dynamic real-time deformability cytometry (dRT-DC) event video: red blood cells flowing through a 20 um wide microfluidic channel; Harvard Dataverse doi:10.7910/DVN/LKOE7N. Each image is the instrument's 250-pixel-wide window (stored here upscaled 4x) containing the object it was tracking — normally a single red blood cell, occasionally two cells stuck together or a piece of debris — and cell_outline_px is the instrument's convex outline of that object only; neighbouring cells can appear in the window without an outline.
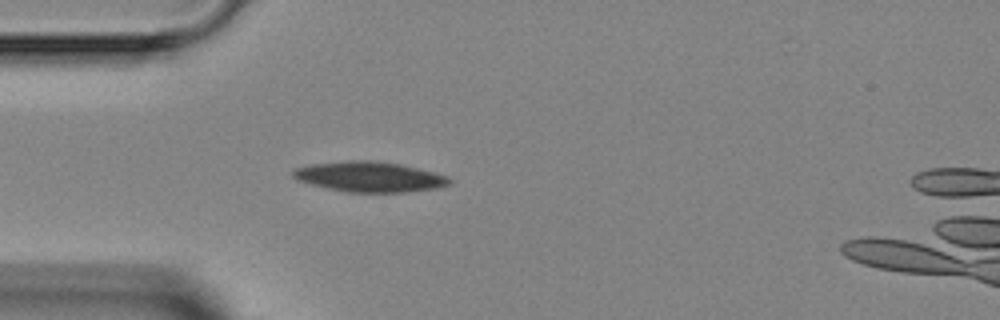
{"species": "Egyptian fruit bat (a non-hibernating species)", "species_latin": "Rousettus aegyptiacus", "temperature_condition": "room temperature", "stored_images_in_passage": 4, "camera_frame_rate_fps": 3000, "um_per_image_px": 0.085, "animal": {"sex": "female"}, "frame": {"image": 1, "passage_image": 4, "time_ms": 3.667, "image_size_px": [1000, 320], "cell_outline_px": [[452, 184], [436, 188], [404, 192], [348, 192], [328, 188], [296, 180], [292, 176], [292, 172], [296, 168], [312, 164], [348, 160], [372, 160], [400, 164], [448, 176], [452, 180]], "centroid_in_image_um": [31.41, 15.02], "position_along_channel_um": 53.6, "area_um2": 27.4}}